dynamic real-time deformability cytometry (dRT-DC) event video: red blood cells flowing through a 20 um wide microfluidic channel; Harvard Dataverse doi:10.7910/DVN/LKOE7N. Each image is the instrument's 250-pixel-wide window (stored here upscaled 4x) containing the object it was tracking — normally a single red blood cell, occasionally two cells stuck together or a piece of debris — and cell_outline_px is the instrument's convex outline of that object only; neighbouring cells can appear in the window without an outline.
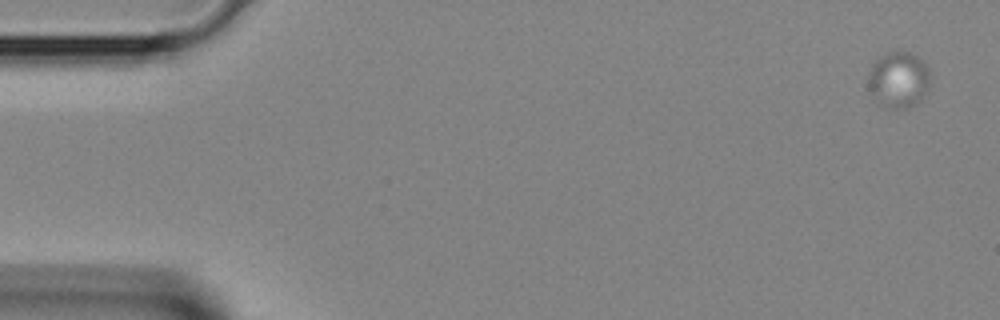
{"species": "Egyptian fruit bat (a non-hibernating species)", "species_latin": "Rousettus aegyptiacus", "temperature_condition": "room temperature", "stored_images_in_passage": 4, "camera_frame_rate_fps": 3000, "um_per_image_px": 0.085, "animal": {"sex": "female"}, "frame": {"image": 1, "passage_image": 1, "time_ms": 0.0, "image_size_px": [1000, 320], "cell_outline_px": [[928, 84], [924, 96], [916, 104], [908, 108], [884, 108], [876, 104], [868, 88], [868, 76], [872, 64], [880, 56], [896, 48], [908, 52], [924, 60], [928, 68]], "centroid_in_image_um": [76.34, 6.77], "position_along_channel_um": 8.7, "area_um2": 20.75}}